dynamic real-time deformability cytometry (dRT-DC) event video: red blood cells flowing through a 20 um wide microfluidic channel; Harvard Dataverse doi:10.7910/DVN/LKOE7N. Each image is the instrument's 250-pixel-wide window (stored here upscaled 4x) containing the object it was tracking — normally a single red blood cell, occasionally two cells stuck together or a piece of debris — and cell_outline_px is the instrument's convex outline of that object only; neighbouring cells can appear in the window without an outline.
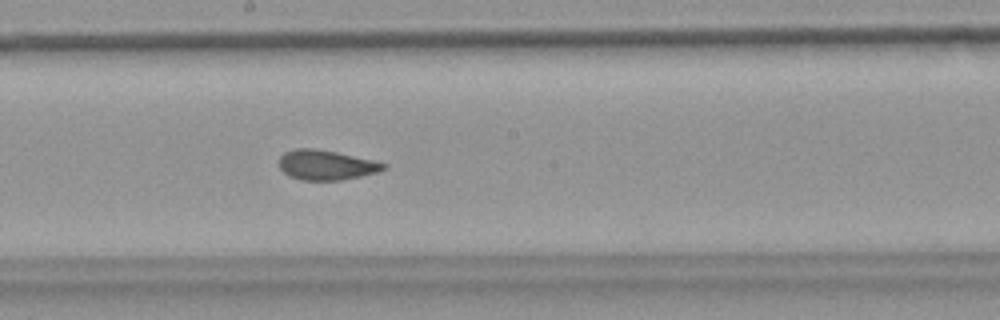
{"species": "common noctule bat (a hibernating species)", "species_latin": "Nyctalus noctula", "temperature_condition": "warm", "stored_images_in_passage": 49, "camera_frame_rate_fps": 3000, "um_per_image_px": 0.085, "animal": {"sex": "female", "body_mass_g": 18.4}, "frame": {"image": 1, "passage_image": 24, "time_ms": 7.667, "image_size_px": [1000, 320], "cell_outline_px": [[388, 168], [380, 172], [340, 180], [304, 180], [288, 176], [280, 168], [280, 156], [284, 152], [296, 148], [312, 148], [336, 152], [372, 160], [388, 164]], "centroid_in_image_um": [27.74, 14.02], "position_along_channel_um": 220.5, "area_um2": 18.15}}
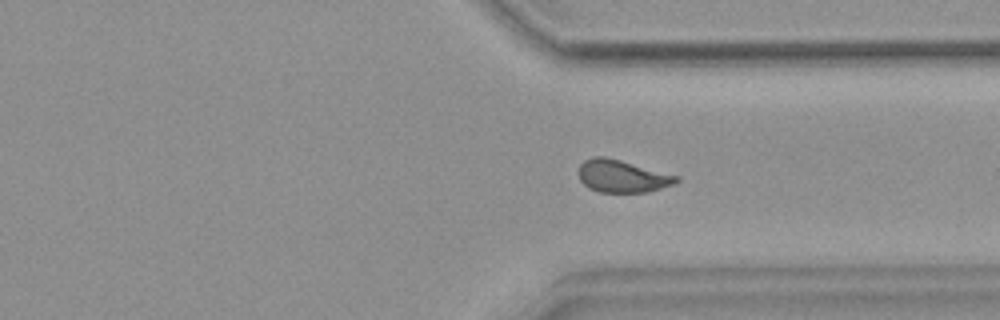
{"frame": {"image": 2, "passage_image": 35, "time_ms": 11.333, "image_size_px": [1000, 320], "cell_outline_px": [[680, 180], [676, 184], [648, 192], [600, 192], [588, 188], [580, 180], [580, 164], [584, 160], [592, 156], [604, 156], [620, 160], [680, 176]], "centroid_in_image_um": [52.92, 14.98], "position_along_channel_um": 358.5, "area_um2": 18.55}}
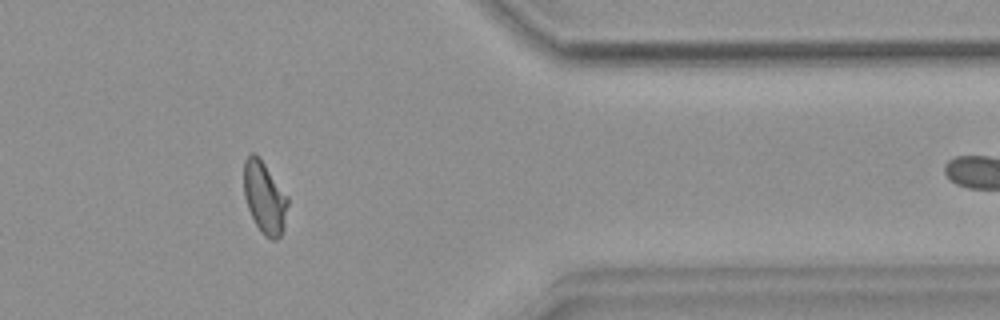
{"frame": {"image": 3, "passage_image": 39, "time_ms": 12.667, "image_size_px": [1000, 320], "cell_outline_px": [[288, 204], [284, 228], [280, 236], [276, 240], [272, 240], [264, 236], [260, 232], [248, 208], [244, 196], [244, 160], [252, 152], [256, 152], [260, 156], [288, 196]], "centroid_in_image_um": [22.49, 16.77], "position_along_channel_um": 388.9, "area_um2": 18.73}, "authors_computed_cell_mechanics": {"area_um2": 18.6694, "velocity_mm_per_s": 3.7521, "shape_relaxation_time_tau1_ms": null, "shape_relaxation_time_tau2_ms": 1.0484, "deformation_change_tau1": null, "deformation_change_tau2": 0.0614}}